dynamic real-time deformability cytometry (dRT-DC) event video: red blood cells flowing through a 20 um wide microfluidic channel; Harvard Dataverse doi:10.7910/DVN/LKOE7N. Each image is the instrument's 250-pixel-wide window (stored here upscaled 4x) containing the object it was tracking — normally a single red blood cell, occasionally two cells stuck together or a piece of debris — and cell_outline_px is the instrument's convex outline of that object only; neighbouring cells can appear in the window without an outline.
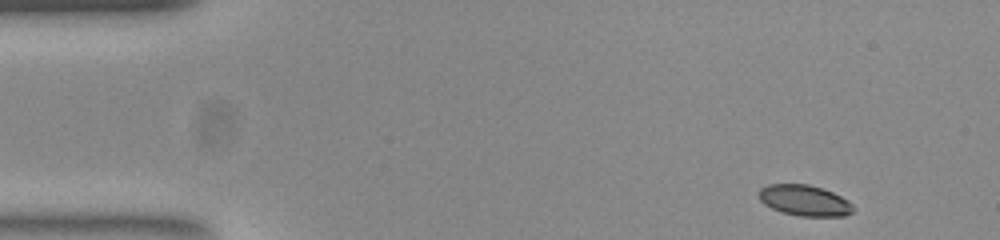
{"species": "common noctule bat (a hibernating species)", "species_latin": "Nyctalus noctula", "temperature_condition": "room temperature", "stored_images_in_passage": 26, "camera_frame_rate_fps": 3000, "um_per_image_px": 0.085, "animal": {"sex": "female", "body_mass_g": 23.0, "forearm_length_mm": 53.4}, "frame": {"image": 1, "passage_image": 1, "time_ms": 0.0, "image_size_px": [1000, 240], "cell_outline_px": [[856, 208], [852, 212], [844, 216], [800, 216], [780, 212], [764, 204], [760, 200], [760, 188], [768, 184], [808, 184], [832, 192], [848, 200]], "centroid_in_image_um": [68.4, 17.04], "position_along_channel_um": 16.6, "area_um2": 16.94}}
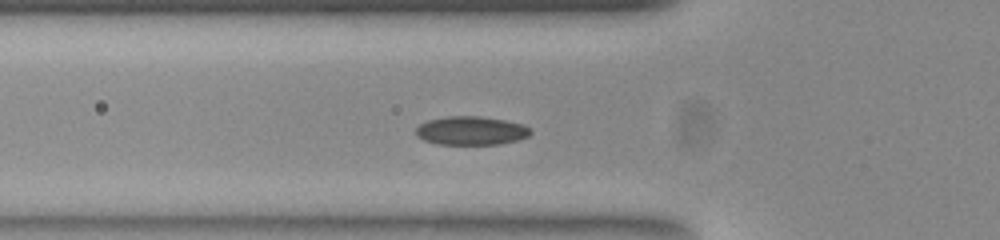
{"frame": {"image": 2, "passage_image": 14, "time_ms": 4.333, "image_size_px": [1000, 240], "cell_outline_px": [[532, 132], [528, 136], [516, 140], [496, 144], [436, 144], [424, 140], [416, 136], [416, 128], [420, 124], [428, 120], [448, 116], [480, 116], [504, 120], [524, 124]], "centroid_in_image_um": [40.02, 11.1], "position_along_channel_um": 85.8, "area_um2": 19.02}}
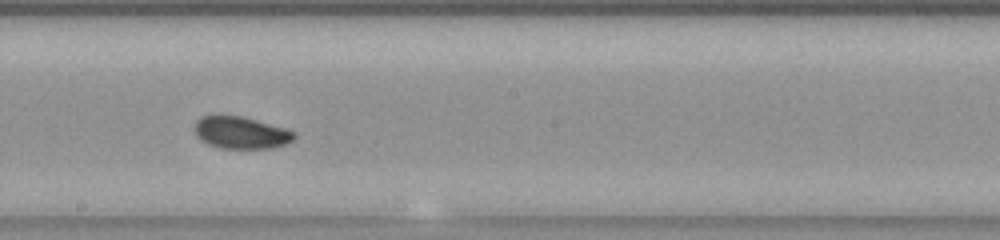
{"frame": {"image": 3, "passage_image": 25, "time_ms": 8.0, "image_size_px": [1000, 240], "cell_outline_px": [[296, 136], [292, 140], [284, 144], [272, 148], [220, 148], [208, 144], [200, 140], [196, 136], [196, 120], [200, 116], [216, 112], [220, 112], [240, 116], [256, 120], [284, 128], [296, 132]], "centroid_in_image_um": [20.41, 11.23], "position_along_channel_um": 227.8, "area_um2": 19.02}}